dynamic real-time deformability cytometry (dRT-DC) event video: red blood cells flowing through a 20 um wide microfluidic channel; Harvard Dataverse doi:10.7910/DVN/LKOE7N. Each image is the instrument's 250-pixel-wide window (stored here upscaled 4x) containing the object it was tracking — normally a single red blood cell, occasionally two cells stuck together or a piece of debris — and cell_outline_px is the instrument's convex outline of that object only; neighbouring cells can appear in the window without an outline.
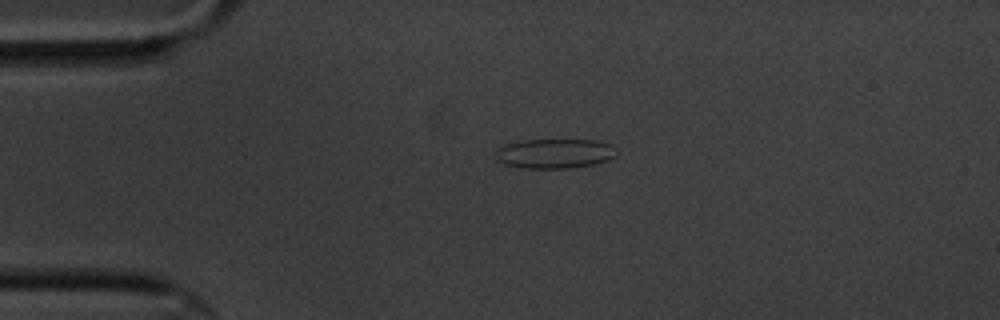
{"species": "common noctule bat (a hibernating species)", "species_latin": "Nyctalus noctula", "temperature_condition": "cold", "stored_images_in_passage": 4, "camera_frame_rate_fps": 3000, "um_per_image_px": 0.085, "animal": {"sex": "male", "body_mass_g": 20.1, "forearm_length_mm": 53.5}, "frame": {"image": 1, "passage_image": 3, "time_ms": 3.0, "image_size_px": [1000, 320], "cell_outline_px": [[620, 152], [616, 156], [608, 160], [596, 164], [568, 168], [520, 168], [504, 164], [496, 160], [496, 148], [508, 144], [524, 140], [596, 140], [608, 144], [616, 148]], "centroid_in_image_um": [47.17, 13.06], "position_along_channel_um": 37.8, "area_um2": 21.04}}